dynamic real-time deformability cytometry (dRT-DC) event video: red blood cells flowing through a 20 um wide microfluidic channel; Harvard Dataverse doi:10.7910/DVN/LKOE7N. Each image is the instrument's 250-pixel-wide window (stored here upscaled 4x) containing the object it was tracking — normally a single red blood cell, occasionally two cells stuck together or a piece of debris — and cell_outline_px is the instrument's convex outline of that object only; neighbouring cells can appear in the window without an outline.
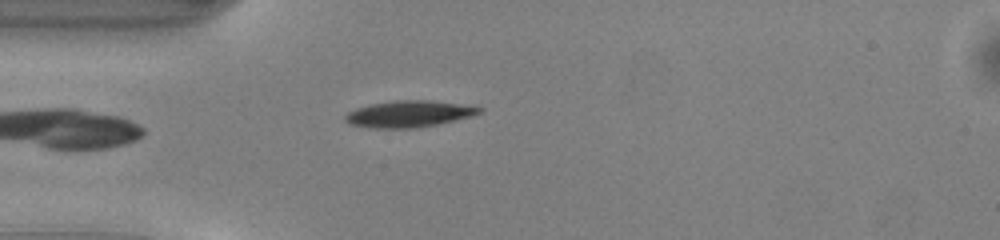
{"species": "common noctule bat (a hibernating species)", "species_latin": "Nyctalus noctula", "temperature_condition": "warm", "stored_images_in_passage": 33, "camera_frame_rate_fps": 3000, "um_per_image_px": 0.085, "animal": {"sex": "male", "body_mass_g": 13.0, "forearm_length_mm": 53.1}, "frame": {"image": 1, "passage_image": 1, "time_ms": 0.0, "image_size_px": [1000, 240], "cell_outline_px": [[484, 108], [480, 112], [472, 116], [436, 124], [412, 128], [372, 128], [348, 124], [344, 120], [344, 116], [348, 112], [356, 108], [372, 104], [396, 100], [428, 100]], "centroid_in_image_um": [34.69, 9.69], "position_along_channel_um": 50.3, "area_um2": 20.4}}
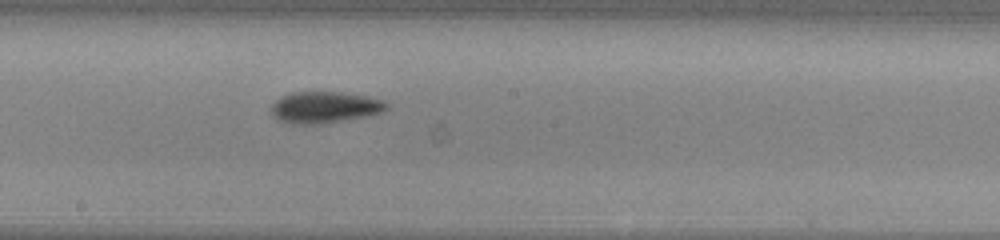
{"frame": {"image": 2, "passage_image": 14, "time_ms": 4.333, "image_size_px": [1000, 240], "cell_outline_px": [[388, 108], [380, 112], [364, 116], [320, 124], [292, 124], [280, 120], [272, 112], [272, 104], [280, 96], [292, 92], [340, 92], [368, 96], [384, 100], [388, 104]], "centroid_in_image_um": [27.6, 9.1], "position_along_channel_um": 220.6, "area_um2": 20.92}}
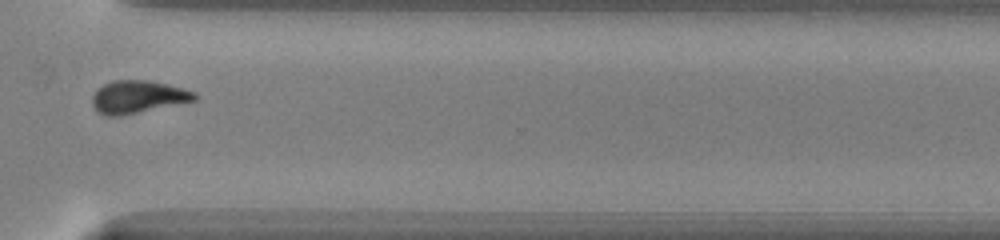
{"frame": {"image": 3, "passage_image": 24, "time_ms": 7.667, "image_size_px": [1000, 240], "cell_outline_px": [[196, 100], [120, 116], [104, 116], [96, 112], [92, 104], [92, 96], [96, 88], [112, 80], [148, 80], [168, 84], [184, 88], [196, 92]], "centroid_in_image_um": [11.67, 8.23], "position_along_channel_um": 358.9, "area_um2": 19.65}, "authors_computed_cell_mechanics": {"area_um2": 20.2878, "velocity_mm_per_s": 4.1389, "shape_relaxation_time_tau1_ms": 2.1539, "shape_relaxation_time_tau2_ms": 8.224, "deformation_change_tau1": 0.1362, "deformation_change_tau2": 0.1621}}